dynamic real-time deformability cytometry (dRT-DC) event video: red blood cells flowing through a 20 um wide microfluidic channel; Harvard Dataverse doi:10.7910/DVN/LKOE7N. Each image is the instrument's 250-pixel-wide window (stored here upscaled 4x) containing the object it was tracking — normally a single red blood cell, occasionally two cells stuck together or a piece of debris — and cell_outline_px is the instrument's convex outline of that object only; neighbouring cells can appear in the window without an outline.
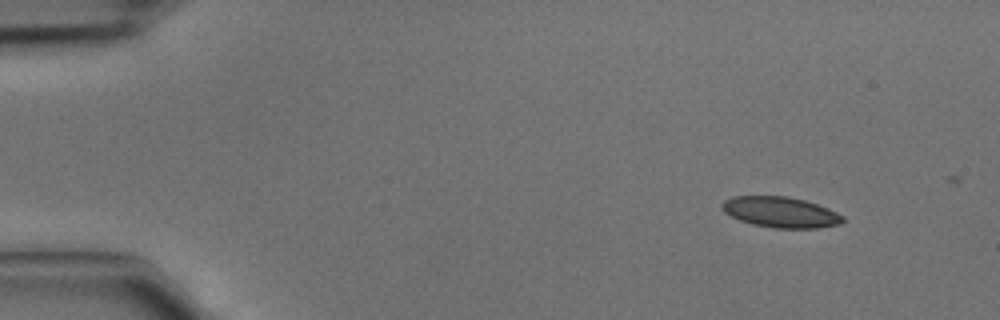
{"species": "common noctule bat (a hibernating species)", "species_latin": "Nyctalus noctula", "temperature_condition": "cold", "stored_images_in_passage": 2, "camera_frame_rate_fps": 3000, "um_per_image_px": 0.085, "animal": {"sex": "male", "body_mass_g": 15.6}, "frame": {"image": 1, "passage_image": 2, "time_ms": 0.333, "image_size_px": [1000, 320], "cell_outline_px": [[844, 220], [840, 224], [816, 228], [772, 228], [752, 224], [740, 220], [724, 212], [720, 208], [720, 204], [724, 200], [732, 196], [788, 196], [804, 200], [828, 208], [844, 216]], "centroid_in_image_um": [66.32, 18.03], "position_along_channel_um": 18.7, "area_um2": 21.68}}